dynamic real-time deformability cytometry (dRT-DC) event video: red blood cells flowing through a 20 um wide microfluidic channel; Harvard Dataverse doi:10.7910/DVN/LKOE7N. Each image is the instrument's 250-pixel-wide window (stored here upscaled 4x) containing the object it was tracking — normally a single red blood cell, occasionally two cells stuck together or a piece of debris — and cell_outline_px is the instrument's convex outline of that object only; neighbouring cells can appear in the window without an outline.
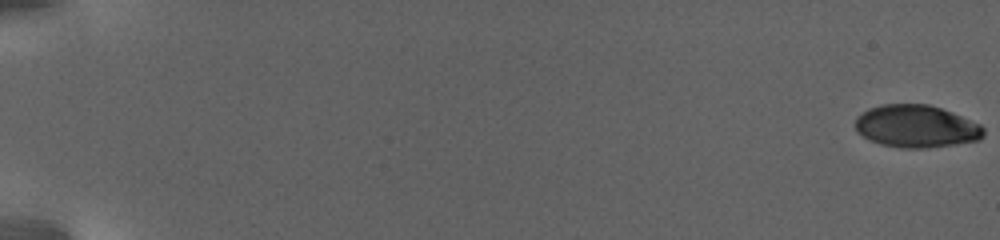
{"species": "human", "species_latin": "Homo sapiens", "temperature_condition": "warm", "stored_images_in_passage": 55, "camera_frame_rate_fps": 3000, "um_per_image_px": 0.085, "donor": {"sex": "female"}, "frame": {"image": 1, "passage_image": 1, "time_ms": 0.0, "image_size_px": [1000, 240], "cell_outline_px": [[984, 136], [980, 140], [928, 148], [900, 148], [880, 144], [856, 132], [856, 116], [868, 108], [884, 104], [928, 104], [952, 112], [980, 124], [984, 128]], "centroid_in_image_um": [77.88, 10.74], "position_along_channel_um": 7.1, "area_um2": 31.79}}
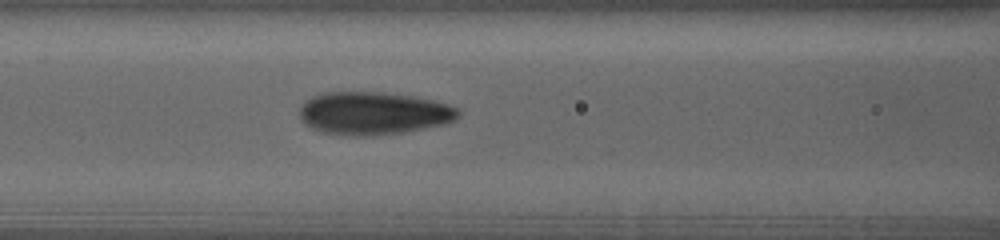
{"frame": {"image": 2, "passage_image": 22, "time_ms": 12.333, "image_size_px": [1000, 240], "cell_outline_px": [[460, 116], [456, 120], [444, 124], [404, 132], [372, 136], [352, 136], [320, 132], [304, 124], [300, 120], [300, 108], [304, 100], [312, 96], [324, 92], [380, 92], [412, 96], [432, 100], [448, 104], [456, 108], [460, 112]], "centroid_in_image_um": [31.71, 9.63], "position_along_channel_um": 134.9, "area_um2": 39.88}}
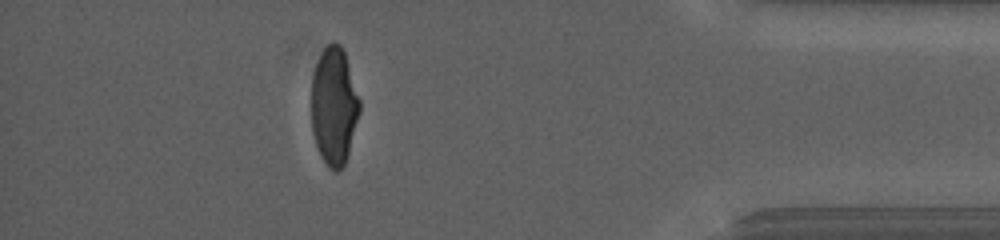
{"frame": {"image": 3, "passage_image": 46, "time_ms": 23.667, "image_size_px": [1000, 240], "cell_outline_px": [[360, 112], [348, 152], [344, 164], [336, 172], [328, 168], [320, 156], [312, 132], [312, 76], [316, 64], [324, 48], [328, 44], [340, 44], [344, 52], [360, 100]], "centroid_in_image_um": [28.38, 9.05], "position_along_channel_um": 406.8, "area_um2": 32.66}, "authors_computed_cell_mechanics": {"area_um2": 34.391, "velocity_mm_per_s": 2.7169, "shape_relaxation_time_tau1_ms": 5.0821, "shape_relaxation_time_tau2_ms": null, "deformation_change_tau1": 0.1943, "deformation_change_tau2": null}}